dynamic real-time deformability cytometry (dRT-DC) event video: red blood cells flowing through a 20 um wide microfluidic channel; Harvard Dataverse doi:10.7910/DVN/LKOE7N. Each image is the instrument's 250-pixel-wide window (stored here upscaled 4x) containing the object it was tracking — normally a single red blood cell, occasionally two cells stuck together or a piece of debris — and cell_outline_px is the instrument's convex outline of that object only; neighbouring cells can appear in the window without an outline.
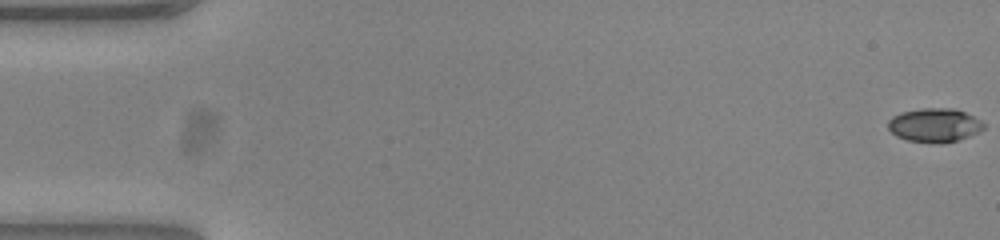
{"species": "common noctule bat (a hibernating species)", "species_latin": "Nyctalus noctula", "temperature_condition": "warm", "stored_images_in_passage": 54, "camera_frame_rate_fps": 3000, "um_per_image_px": 0.085, "animal": {"sex": "female", "body_mass_g": 23.0, "forearm_length_mm": 53.4}, "frame": {"image": 1, "passage_image": 1, "time_ms": 0.0, "image_size_px": [1000, 240], "cell_outline_px": [[984, 128], [980, 132], [956, 140], [940, 144], [908, 140], [896, 136], [888, 128], [888, 120], [892, 116], [900, 112], [920, 108], [956, 108], [980, 120], [984, 124]], "centroid_in_image_um": [79.41, 10.63], "position_along_channel_um": 5.6, "area_um2": 18.9}}
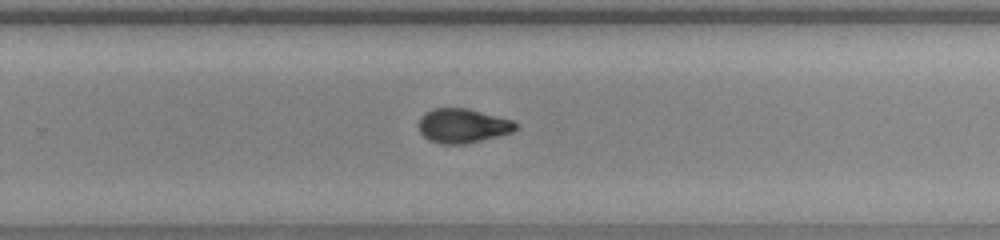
{"frame": {"image": 2, "passage_image": 35, "time_ms": 11.333, "image_size_px": [1000, 240], "cell_outline_px": [[516, 128], [512, 132], [464, 144], [444, 144], [428, 140], [420, 132], [420, 116], [424, 112], [432, 108], [468, 108], [512, 120], [516, 124]], "centroid_in_image_um": [39.29, 10.67], "position_along_channel_um": 290.5, "area_um2": 19.19}}
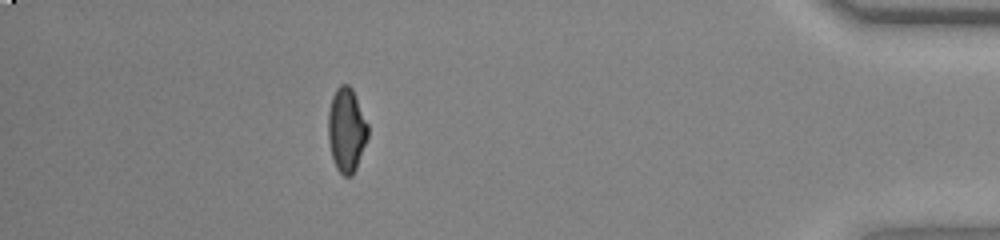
{"frame": {"image": 3, "passage_image": 48, "time_ms": 15.667, "image_size_px": [1000, 240], "cell_outline_px": [[368, 136], [356, 168], [352, 176], [344, 176], [336, 168], [332, 156], [328, 140], [328, 112], [332, 96], [336, 88], [340, 84], [348, 84], [352, 88], [368, 124]], "centroid_in_image_um": [29.44, 11.03], "position_along_channel_um": 405.8, "area_um2": 19.48}, "authors_computed_cell_mechanics": {"area_um2": 19.2474, "velocity_mm_per_s": 3.8655, "shape_relaxation_time_tau1_ms": 7.4635, "shape_relaxation_time_tau2_ms": 2.0563, "deformation_change_tau1": 0.2156, "deformation_change_tau2": 0.0726}}